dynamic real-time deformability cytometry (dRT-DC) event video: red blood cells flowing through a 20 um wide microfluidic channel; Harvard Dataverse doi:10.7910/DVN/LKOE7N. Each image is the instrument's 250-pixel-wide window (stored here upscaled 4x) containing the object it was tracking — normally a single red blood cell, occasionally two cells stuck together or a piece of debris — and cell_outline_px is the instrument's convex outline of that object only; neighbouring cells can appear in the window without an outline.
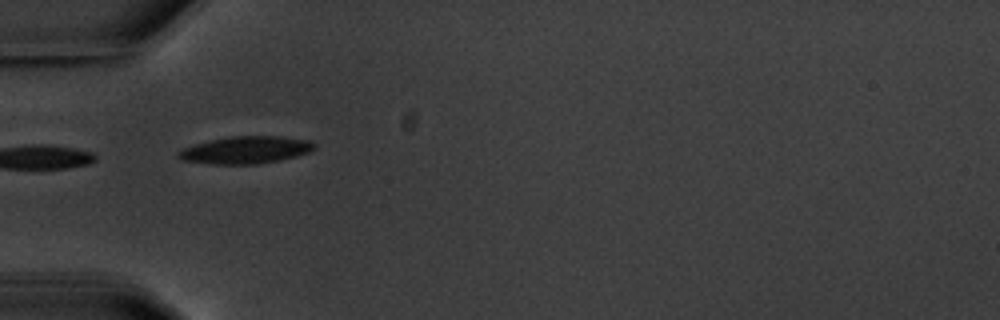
{"species": "common noctule bat (a hibernating species)", "species_latin": "Nyctalus noctula", "temperature_condition": "warm", "stored_images_in_passage": 8, "camera_frame_rate_fps": 3000, "um_per_image_px": 0.085, "animal": {"sex": "male", "body_mass_g": 20.1, "forearm_length_mm": 53.5}, "frame": {"image": 1, "passage_image": 1, "time_ms": 0.0, "image_size_px": [1000, 320], "cell_outline_px": [[316, 148], [308, 152], [296, 156], [280, 160], [256, 164], [212, 164], [180, 160], [176, 156], [176, 152], [184, 148], [196, 144], [212, 140], [232, 136], [280, 136], [308, 140], [316, 144]], "centroid_in_image_um": [20.88, 12.75], "position_along_channel_um": 64.1, "area_um2": 21.56}}